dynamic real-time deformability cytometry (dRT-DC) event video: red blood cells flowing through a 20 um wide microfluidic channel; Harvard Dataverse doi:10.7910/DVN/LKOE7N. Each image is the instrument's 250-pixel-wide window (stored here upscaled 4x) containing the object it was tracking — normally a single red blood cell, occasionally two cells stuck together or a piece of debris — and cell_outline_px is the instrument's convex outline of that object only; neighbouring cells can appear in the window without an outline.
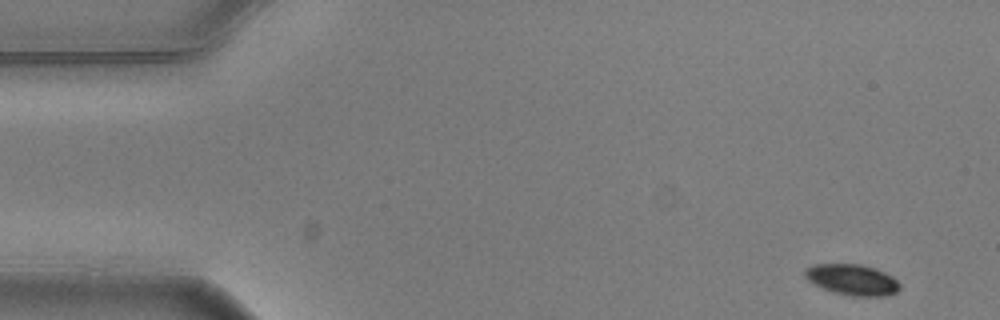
{"species": "common noctule bat (a hibernating species)", "species_latin": "Nyctalus noctula", "temperature_condition": "warm", "stored_images_in_passage": 4, "segment_of_instrument_passage": [2, 2], "camera_frame_rate_fps": 3000, "um_per_image_px": 0.085, "animal": {"sex": "male", "body_mass_g": 20.5, "forearm_length_mm": 52.5}, "frame": {"image": 1, "passage_image": 4, "time_ms": 1.0, "image_size_px": [1000, 320], "cell_outline_px": [[900, 288], [896, 292], [884, 296], [852, 296], [832, 292], [808, 280], [804, 276], [804, 268], [812, 264], [860, 264], [884, 272], [892, 276], [900, 284]], "centroid_in_image_um": [72.42, 23.77], "position_along_channel_um": 12.6, "area_um2": 16.99}}